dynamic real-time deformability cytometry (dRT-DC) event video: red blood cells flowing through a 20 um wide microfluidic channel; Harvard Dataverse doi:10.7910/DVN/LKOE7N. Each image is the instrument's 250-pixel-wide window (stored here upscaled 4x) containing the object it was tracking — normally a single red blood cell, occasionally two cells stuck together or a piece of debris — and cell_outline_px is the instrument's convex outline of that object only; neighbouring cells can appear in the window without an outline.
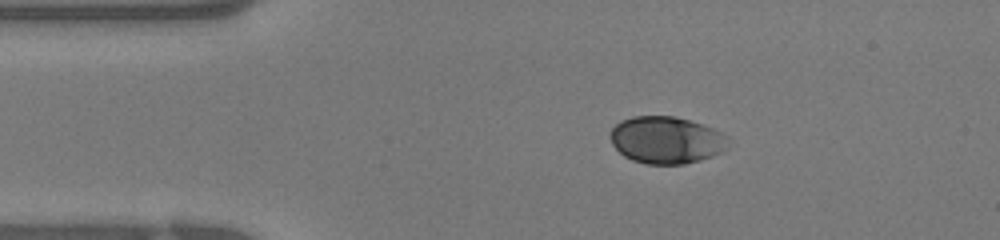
{"species": "human", "species_latin": "Homo sapiens", "temperature_condition": "warm", "stored_images_in_passage": 33, "camera_frame_rate_fps": 3000, "um_per_image_px": 0.085, "donor": {"sex": "female"}, "frame": {"image": 1, "passage_image": 1, "time_ms": 0.0, "image_size_px": [1000, 240], "cell_outline_px": [[728, 148], [712, 156], [700, 160], [684, 164], [648, 164], [632, 160], [624, 156], [612, 144], [608, 136], [608, 132], [620, 120], [632, 116], [676, 116], [704, 124], [728, 136]], "centroid_in_image_um": [56.62, 11.89], "position_along_channel_um": 28.4, "area_um2": 32.71}}
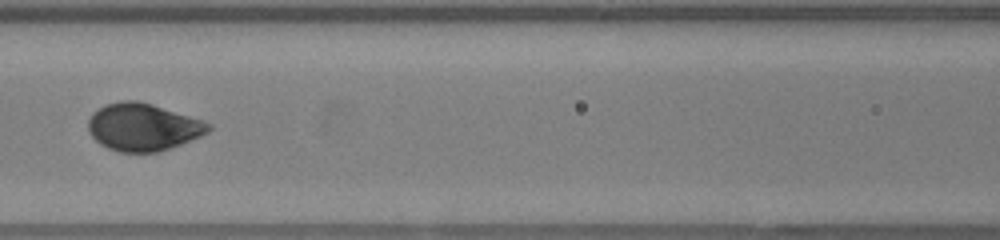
{"frame": {"image": 2, "passage_image": 11, "time_ms": 3.333, "image_size_px": [1000, 240], "cell_outline_px": [[212, 128], [208, 132], [200, 136], [180, 144], [156, 152], [120, 152], [108, 148], [100, 144], [88, 132], [88, 120], [92, 112], [104, 104], [124, 100], [136, 100], [152, 104], [204, 120], [212, 124]], "centroid_in_image_um": [12.14, 10.78], "position_along_channel_um": 154.5, "area_um2": 33.29}}
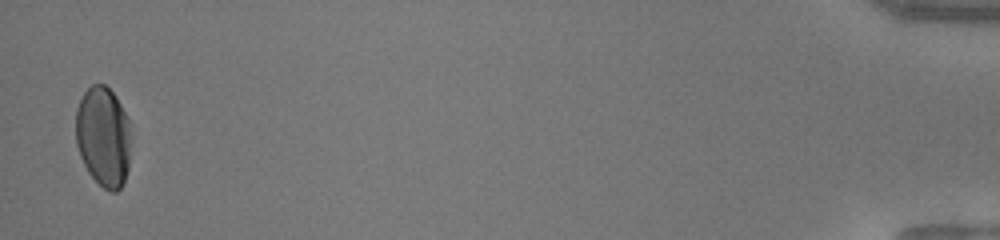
{"frame": {"image": 3, "passage_image": 33, "time_ms": 10.667, "image_size_px": [1000, 240], "cell_outline_px": [[132, 124], [128, 168], [124, 184], [116, 192], [112, 192], [104, 188], [88, 172], [80, 156], [76, 144], [76, 108], [84, 92], [92, 84], [104, 84], [116, 96]], "centroid_in_image_um": [8.81, 11.61], "position_along_channel_um": 426.4, "area_um2": 32.66}}